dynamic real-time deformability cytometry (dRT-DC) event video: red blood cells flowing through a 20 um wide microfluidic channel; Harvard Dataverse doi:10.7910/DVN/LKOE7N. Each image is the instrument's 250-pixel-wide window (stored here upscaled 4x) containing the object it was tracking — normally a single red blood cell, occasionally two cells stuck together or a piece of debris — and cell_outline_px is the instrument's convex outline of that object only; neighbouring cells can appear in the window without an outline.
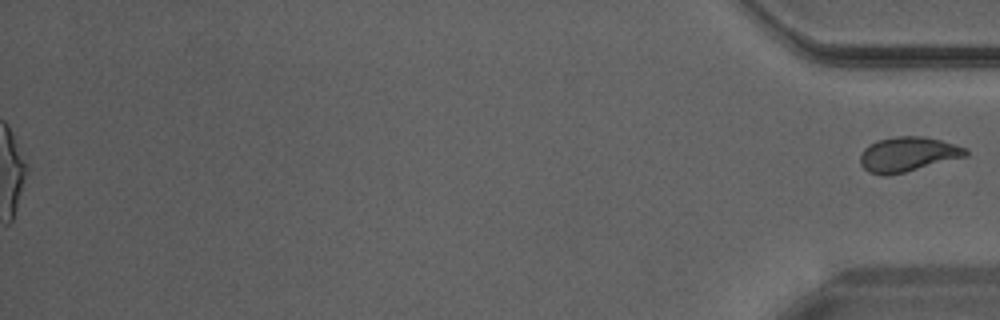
{"species": "Egyptian fruit bat (a non-hibernating species)", "species_latin": "Rousettus aegyptiacus", "temperature_condition": "warm", "stored_images_in_passage": 25, "camera_frame_rate_fps": 3000, "um_per_image_px": 0.085, "animal": {"sex": "male"}, "frame": {"image": 1, "passage_image": 25, "time_ms": 8.0, "image_size_px": [1000, 320], "cell_outline_px": [[968, 156], [888, 176], [868, 172], [860, 164], [860, 152], [868, 144], [876, 140], [896, 136], [924, 136], [940, 140], [968, 148]], "centroid_in_image_um": [77.15, 13.1], "position_along_channel_um": 358.1, "area_um2": 21.5}}